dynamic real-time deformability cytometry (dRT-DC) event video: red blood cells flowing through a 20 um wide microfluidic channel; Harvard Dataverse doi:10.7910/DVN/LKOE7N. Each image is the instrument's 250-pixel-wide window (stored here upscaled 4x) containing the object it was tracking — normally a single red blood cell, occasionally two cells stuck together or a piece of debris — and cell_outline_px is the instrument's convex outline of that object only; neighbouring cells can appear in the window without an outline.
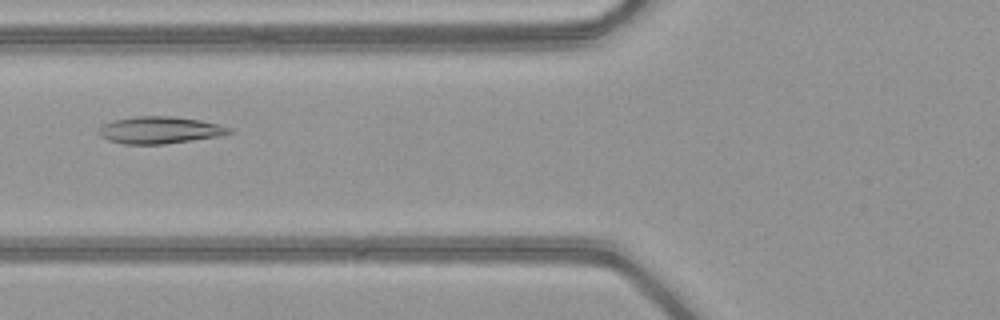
{"species": "common noctule bat (a hibernating species)", "species_latin": "Nyctalus noctula", "temperature_condition": "warm", "stored_images_in_passage": 40, "camera_frame_rate_fps": 3000, "um_per_image_px": 0.085, "animal": {"sex": "female", "body_mass_g": 21.9}, "frame": {"image": 1, "passage_image": 10, "time_ms": 3.0, "image_size_px": [1000, 320], "cell_outline_px": [[232, 132], [220, 136], [164, 144], [124, 144], [108, 140], [100, 136], [96, 132], [104, 124], [112, 120], [136, 116], [176, 116], [200, 120], [232, 128]], "centroid_in_image_um": [13.55, 11.05], "position_along_channel_um": 112.2, "area_um2": 20.58}}
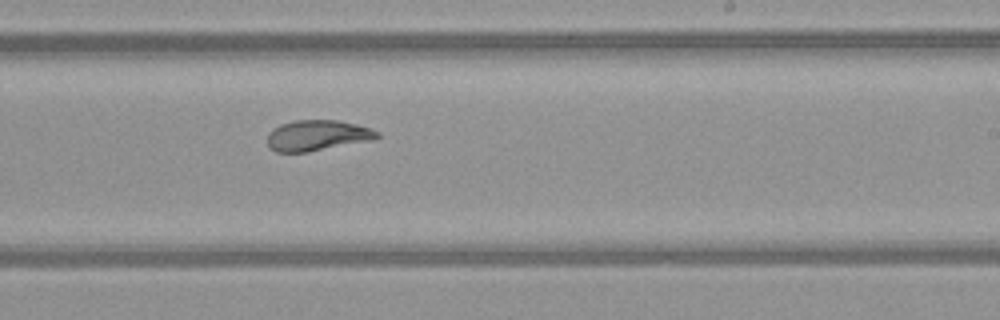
{"frame": {"image": 2, "passage_image": 21, "time_ms": 6.667, "image_size_px": [1000, 320], "cell_outline_px": [[380, 136], [376, 140], [308, 152], [276, 152], [268, 148], [268, 132], [272, 128], [280, 124], [296, 120], [336, 120], [356, 124], [380, 132]], "centroid_in_image_um": [26.98, 11.52], "position_along_channel_um": 262.0, "area_um2": 19.88}}
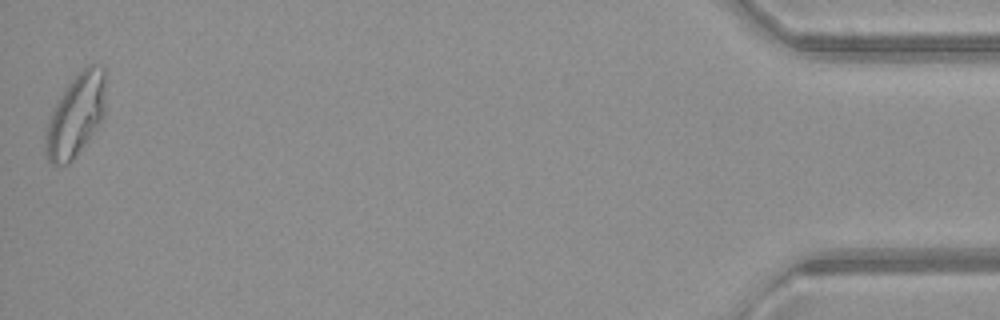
{"frame": {"image": 3, "passage_image": 40, "time_ms": 13.0, "image_size_px": [1000, 320], "cell_outline_px": [[108, 72], [104, 120], [72, 160], [68, 164], [56, 168], [48, 160], [44, 152], [44, 132], [48, 120], [56, 100], [68, 84], [88, 64], [104, 64]], "centroid_in_image_um": [6.48, 9.78], "position_along_channel_um": 428.7, "area_um2": 30.17}, "authors_computed_cell_mechanics": {"area_um2": 21.4727, "velocity_mm_per_s": 4.0763, "shape_relaxation_time_tau1_ms": null, "shape_relaxation_time_tau2_ms": 1.7727, "deformation_change_tau1": null, "deformation_change_tau2": 0.0611}}